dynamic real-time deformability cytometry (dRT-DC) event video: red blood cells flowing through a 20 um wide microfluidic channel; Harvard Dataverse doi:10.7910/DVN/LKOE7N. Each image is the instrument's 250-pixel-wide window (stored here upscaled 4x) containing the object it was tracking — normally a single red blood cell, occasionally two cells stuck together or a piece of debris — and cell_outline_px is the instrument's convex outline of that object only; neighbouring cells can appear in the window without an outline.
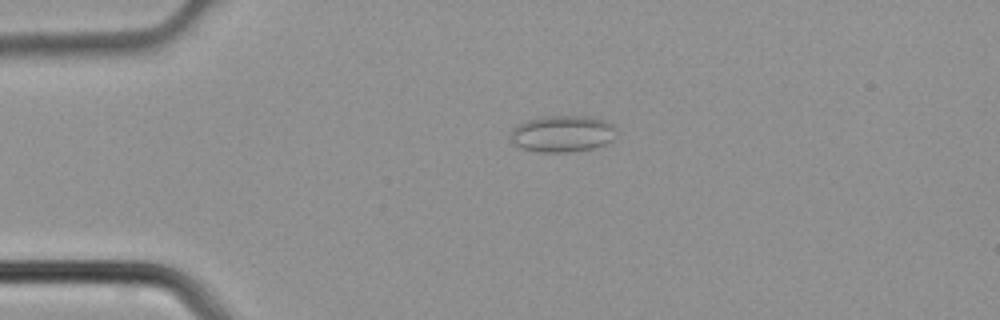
{"species": "common noctule bat (a hibernating species)", "species_latin": "Nyctalus noctula", "temperature_condition": "cold", "stored_images_in_passage": 5, "camera_frame_rate_fps": 3000, "um_per_image_px": 0.085, "animal": {"sex": "male", "body_mass_g": 21.5, "forearm_length_mm": 52.0}, "frame": {"image": 1, "passage_image": 5, "time_ms": 1.333, "image_size_px": [1000, 320], "cell_outline_px": [[616, 136], [612, 140], [604, 144], [592, 148], [568, 152], [540, 152], [520, 148], [508, 136], [508, 132], [512, 128], [528, 120], [540, 116], [588, 116], [604, 120], [612, 124], [616, 128]], "centroid_in_image_um": [47.79, 11.36], "position_along_channel_um": 37.2, "area_um2": 22.72}}